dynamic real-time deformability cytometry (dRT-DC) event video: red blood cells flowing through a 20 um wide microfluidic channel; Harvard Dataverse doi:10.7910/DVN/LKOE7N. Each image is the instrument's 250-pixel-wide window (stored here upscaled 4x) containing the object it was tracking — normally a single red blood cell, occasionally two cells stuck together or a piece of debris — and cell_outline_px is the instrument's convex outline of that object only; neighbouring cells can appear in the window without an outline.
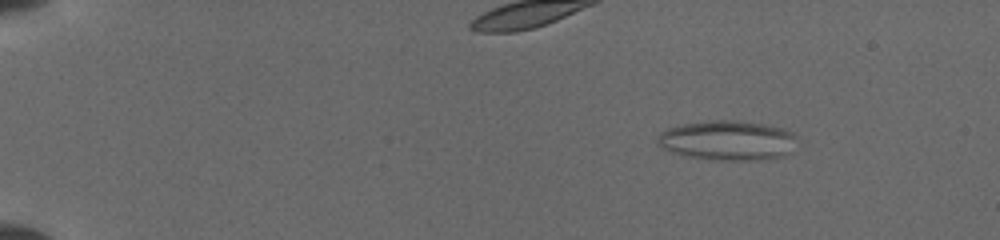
{"species": "common noctule bat (a hibernating species)", "species_latin": "Nyctalus noctula", "temperature_condition": "cold", "stored_images_in_passage": 42, "camera_frame_rate_fps": 3000, "um_per_image_px": 0.085, "animal": {"sex": "female", "body_mass_g": 19.5, "forearm_length_mm": 54.1}, "frame": {"image": 1, "passage_image": 4, "time_ms": 1.667, "image_size_px": [1000, 240], "cell_outline_px": [[796, 136], [792, 152], [780, 156], [748, 160], [728, 160], [684, 156], [660, 148], [656, 144], [656, 140], [660, 132], [668, 128], [684, 124], [708, 120], [736, 120], [764, 124], [784, 128], [792, 132]], "centroid_in_image_um": [61.81, 11.92], "position_along_channel_um": 23.2, "area_um2": 32.25}}
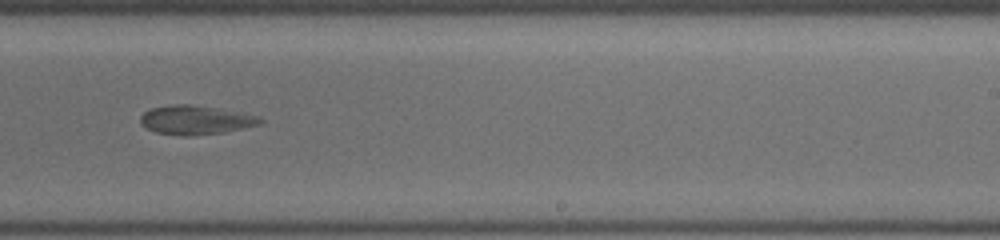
{"frame": {"image": 2, "passage_image": 25, "time_ms": 11.0, "image_size_px": [1000, 240], "cell_outline_px": [[264, 120], [260, 124], [224, 132], [188, 136], [180, 136], [156, 132], [140, 124], [140, 116], [144, 112], [152, 108], [176, 104], [192, 104], [256, 116]], "centroid_in_image_um": [16.56, 10.21], "position_along_channel_um": 272.4, "area_um2": 19.83}}
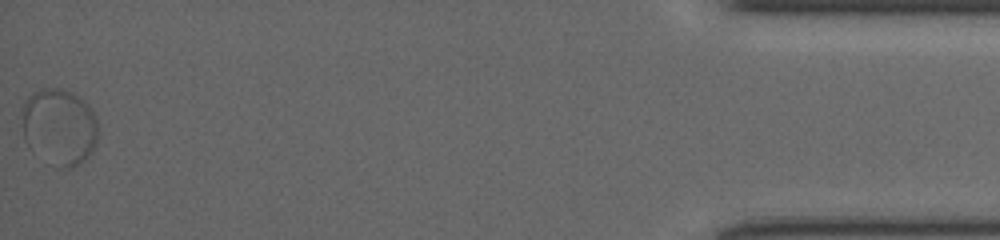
{"frame": {"image": 3, "passage_image": 42, "time_ms": 17.0, "image_size_px": [1000, 240], "cell_outline_px": [[96, 144], [92, 152], [84, 160], [68, 168], [56, 168], [28, 148], [24, 140], [24, 104], [28, 96], [44, 88], [60, 88], [76, 96], [92, 112], [96, 120]], "centroid_in_image_um": [5.01, 10.83], "position_along_channel_um": 430.2, "area_um2": 33.23}}